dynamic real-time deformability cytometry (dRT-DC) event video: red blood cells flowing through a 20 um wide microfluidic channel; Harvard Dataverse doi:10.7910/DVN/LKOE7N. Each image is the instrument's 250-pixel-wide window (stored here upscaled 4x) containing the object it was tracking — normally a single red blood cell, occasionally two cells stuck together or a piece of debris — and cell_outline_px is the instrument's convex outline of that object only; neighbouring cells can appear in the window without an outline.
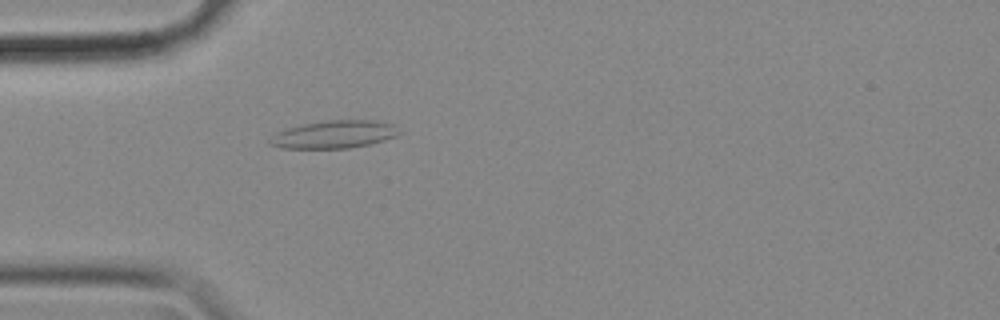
{"species": "common noctule bat (a hibernating species)", "species_latin": "Nyctalus noctula", "temperature_condition": "cold", "stored_images_in_passage": 46, "camera_frame_rate_fps": 3000, "um_per_image_px": 0.085, "animal": {"sex": "female", "body_mass_g": 18.4}, "frame": {"image": 1, "passage_image": 6, "time_ms": 1.667, "image_size_px": [1000, 320], "cell_outline_px": [[404, 132], [396, 136], [384, 140], [368, 144], [348, 148], [280, 148], [268, 144], [268, 140], [276, 132], [288, 128], [304, 124], [328, 120], [376, 120], [392, 124]], "centroid_in_image_um": [28.41, 11.42], "position_along_channel_um": 56.6, "area_um2": 20.92}}
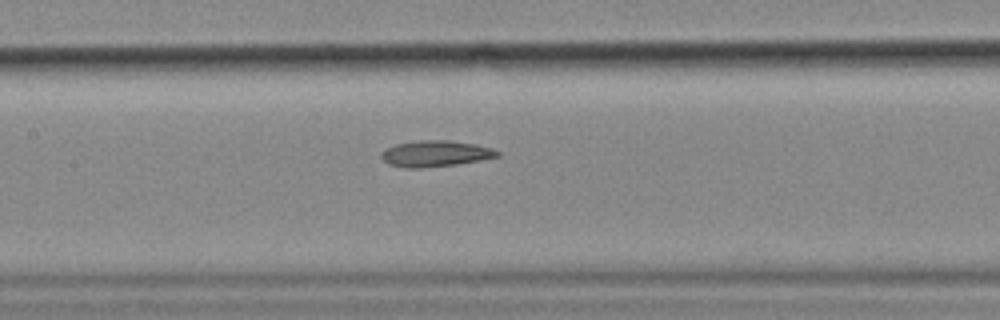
{"frame": {"image": 2, "passage_image": 16, "time_ms": 5.0, "image_size_px": [1000, 320], "cell_outline_px": [[500, 156], [480, 160], [456, 164], [420, 168], [404, 168], [388, 164], [380, 156], [380, 152], [384, 148], [396, 144], [420, 140], [448, 140], [476, 144], [492, 148], [500, 152]], "centroid_in_image_um": [36.98, 13.05], "position_along_channel_um": 170.4, "area_um2": 17.74}}
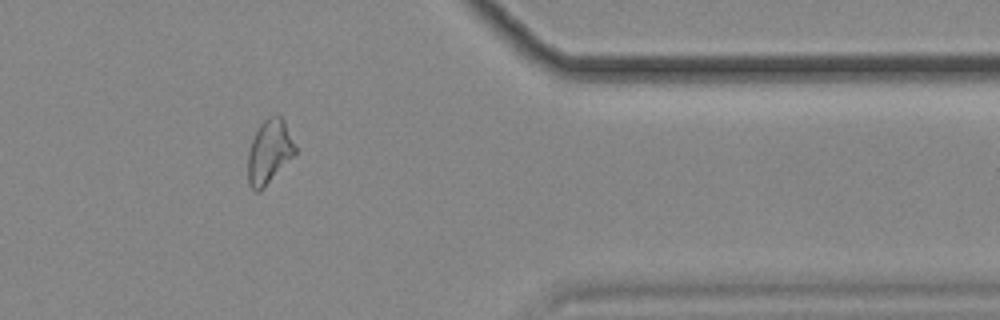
{"frame": {"image": 3, "passage_image": 36, "time_ms": 11.667, "image_size_px": [1000, 320], "cell_outline_px": [[296, 152], [264, 188], [260, 192], [256, 192], [248, 184], [248, 152], [252, 140], [260, 124], [268, 116], [276, 112], [284, 120], [296, 148]], "centroid_in_image_um": [22.87, 12.88], "position_along_channel_um": 388.5, "area_um2": 17.51}, "authors_computed_cell_mechanics": {"area_um2": 17.7157, "velocity_mm_per_s": 3.5595, "shape_relaxation_time_tau1_ms": null, "shape_relaxation_time_tau2_ms": 10.706, "deformation_change_tau1": null, "deformation_change_tau2": 0.2115}}